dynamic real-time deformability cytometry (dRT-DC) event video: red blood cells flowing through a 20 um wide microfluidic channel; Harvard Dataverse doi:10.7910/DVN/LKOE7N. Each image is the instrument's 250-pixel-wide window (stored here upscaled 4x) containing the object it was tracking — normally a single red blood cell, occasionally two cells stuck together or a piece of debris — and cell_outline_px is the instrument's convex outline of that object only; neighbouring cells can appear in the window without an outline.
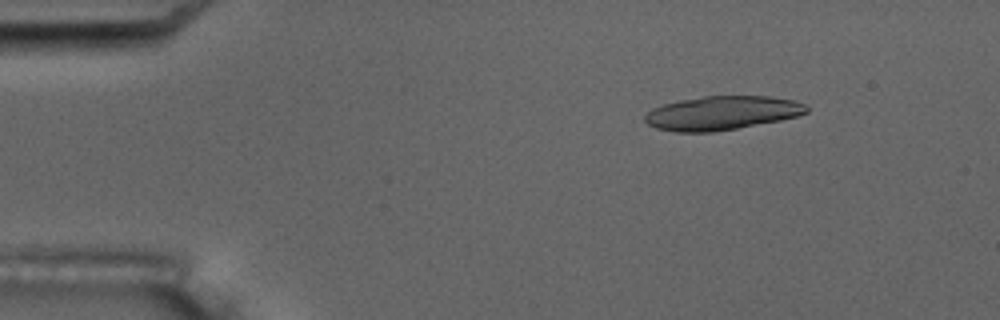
{"species": "common noctule bat (a hibernating species)", "species_latin": "Nyctalus noctula", "temperature_condition": "room temperature", "stored_images_in_passage": 6, "camera_frame_rate_fps": 3000, "um_per_image_px": 0.085, "animal": {"sex": "male", "body_mass_g": 17.5, "forearm_length_mm": 52.3}, "frame": {"image": 1, "passage_image": 3, "time_ms": 2.333, "image_size_px": [1000, 320], "cell_outline_px": [[808, 112], [796, 116], [780, 120], [736, 128], [712, 132], [676, 132], [656, 128], [648, 124], [644, 120], [644, 116], [652, 108], [664, 104], [680, 100], [704, 96], [772, 96], [792, 100], [804, 104], [808, 108]], "centroid_in_image_um": [61.34, 9.6], "position_along_channel_um": 23.7, "area_um2": 31.73}}